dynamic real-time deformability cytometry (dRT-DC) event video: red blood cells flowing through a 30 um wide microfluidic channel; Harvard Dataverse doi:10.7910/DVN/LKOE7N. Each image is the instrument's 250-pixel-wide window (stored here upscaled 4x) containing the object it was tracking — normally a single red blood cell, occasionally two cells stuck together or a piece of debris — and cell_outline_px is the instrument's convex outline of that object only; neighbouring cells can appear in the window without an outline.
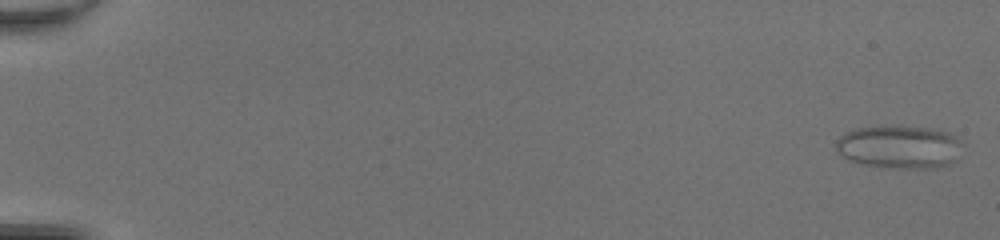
{"species": "common noctule bat (a hibernating species)", "species_latin": "Nyctalus noctula", "temperature_condition": "room temperature", "stored_images_in_passage": 49, "camera_frame_rate_fps": 3000, "um_per_image_px": 0.085, "animal": {"sex": "female", "body_mass_g": 20.0, "forearm_length_mm": 54.0}, "frame": {"image": 1, "passage_image": 1, "time_ms": 0.0, "image_size_px": [1000, 240], "cell_outline_px": [[964, 144], [956, 160], [948, 164], [936, 168], [896, 168], [864, 164], [840, 156], [836, 152], [832, 144], [844, 132], [856, 128], [884, 124], [900, 124], [932, 128], [948, 132], [956, 136]], "centroid_in_image_um": [76.43, 12.44], "position_along_channel_um": 8.6, "area_um2": 32.89}}
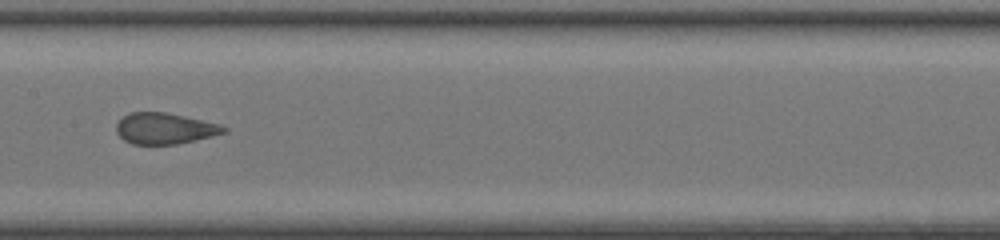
{"frame": {"image": 2, "passage_image": 27, "time_ms": 8.667, "image_size_px": [1000, 240], "cell_outline_px": [[228, 132], [196, 140], [176, 144], [132, 144], [124, 140], [116, 132], [116, 124], [128, 112], [164, 112], [184, 116], [220, 124], [228, 128]], "centroid_in_image_um": [14.01, 10.92], "position_along_channel_um": 193.4, "area_um2": 19.48}}
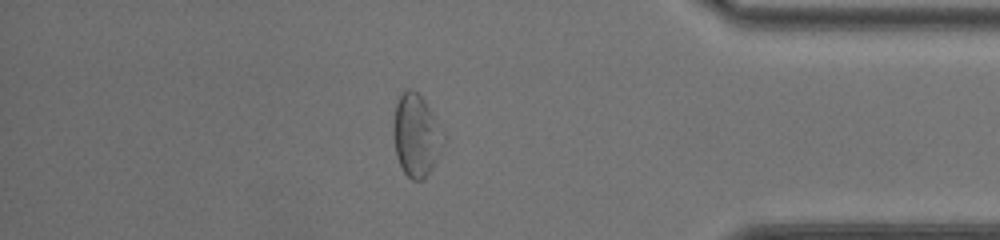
{"frame": {"image": 3, "passage_image": 43, "time_ms": 14.0, "image_size_px": [1000, 240], "cell_outline_px": [[448, 136], [432, 168], [424, 180], [412, 180], [404, 172], [396, 156], [392, 132], [392, 124], [396, 104], [400, 96], [408, 88], [416, 92], [424, 100]], "centroid_in_image_um": [35.4, 11.52], "position_along_channel_um": 399.8, "area_um2": 24.33}}